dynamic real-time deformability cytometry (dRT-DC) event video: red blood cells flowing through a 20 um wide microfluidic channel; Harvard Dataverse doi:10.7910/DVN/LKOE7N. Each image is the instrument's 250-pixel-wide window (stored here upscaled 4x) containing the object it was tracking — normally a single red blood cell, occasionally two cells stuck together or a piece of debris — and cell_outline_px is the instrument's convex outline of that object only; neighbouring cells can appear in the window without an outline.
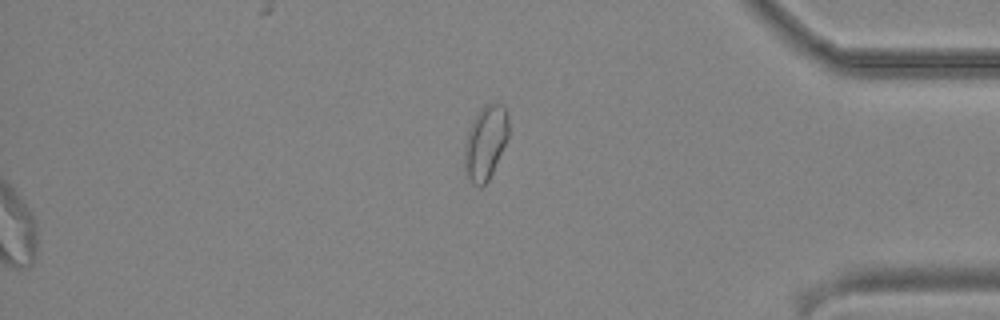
{"species": "common noctule bat (a hibernating species)", "species_latin": "Nyctalus noctula", "temperature_condition": "cold", "stored_images_in_passage": 50, "segment_of_instrument_passage": [2, 2], "camera_frame_rate_fps": 3000, "um_per_image_px": 0.085, "animal": {"sex": "male", "body_mass_g": 19.2, "forearm_length_mm": 51.8}, "frame": {"image": 1, "passage_image": 50, "time_ms": 16.333, "image_size_px": [1000, 320], "cell_outline_px": [[508, 140], [488, 180], [480, 188], [472, 184], [464, 176], [464, 144], [468, 128], [472, 120], [480, 108], [488, 104], [504, 104], [508, 112]], "centroid_in_image_um": [41.24, 12.14], "position_along_channel_um": 394.0, "area_um2": 19.54}}